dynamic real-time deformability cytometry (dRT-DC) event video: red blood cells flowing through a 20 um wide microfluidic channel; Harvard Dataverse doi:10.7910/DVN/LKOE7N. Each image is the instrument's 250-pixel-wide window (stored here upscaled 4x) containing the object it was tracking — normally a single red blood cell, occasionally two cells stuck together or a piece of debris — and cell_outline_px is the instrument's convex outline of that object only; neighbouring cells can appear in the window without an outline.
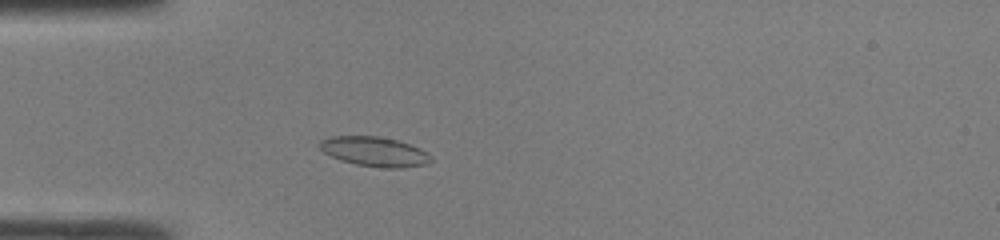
{"species": "common noctule bat (a hibernating species)", "species_latin": "Nyctalus noctula", "temperature_condition": "room temperature", "stored_images_in_passage": 41, "camera_frame_rate_fps": 3000, "um_per_image_px": 0.085, "animal": {"sex": "male", "body_mass_g": 19.0, "forearm_length_mm": 50.8}, "frame": {"image": 1, "passage_image": 8, "time_ms": 2.333, "image_size_px": [1000, 240], "cell_outline_px": [[432, 160], [428, 164], [404, 168], [384, 168], [356, 164], [340, 160], [324, 152], [316, 144], [320, 140], [332, 136], [380, 136], [396, 140], [408, 144], [432, 156]], "centroid_in_image_um": [31.8, 12.89], "position_along_channel_um": 53.2, "area_um2": 19.13}}
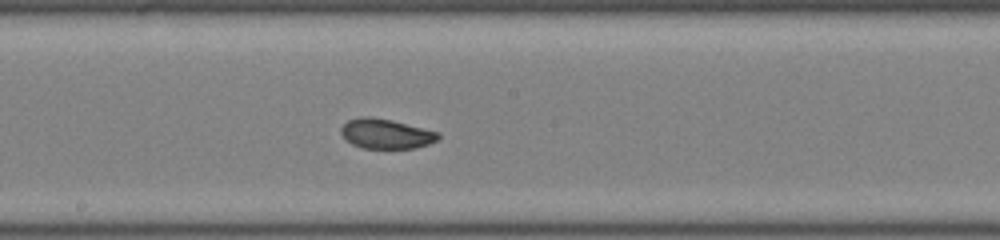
{"frame": {"image": 2, "passage_image": 20, "time_ms": 6.333, "image_size_px": [1000, 240], "cell_outline_px": [[440, 136], [436, 140], [428, 144], [416, 148], [364, 148], [352, 144], [340, 132], [340, 128], [348, 120], [360, 116], [368, 116], [392, 120], [440, 132]], "centroid_in_image_um": [32.82, 11.36], "position_along_channel_um": 215.4, "area_um2": 16.82}}
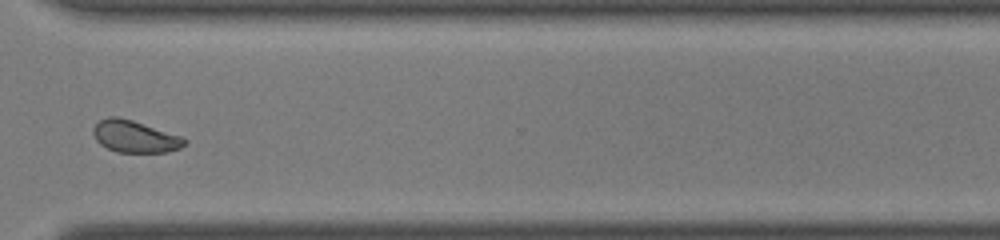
{"frame": {"image": 3, "passage_image": 30, "time_ms": 9.667, "image_size_px": [1000, 240], "cell_outline_px": [[188, 140], [180, 148], [168, 152], [116, 152], [100, 144], [96, 140], [92, 132], [92, 128], [100, 120], [108, 116], [116, 116], [132, 120], [184, 136]], "centroid_in_image_um": [11.48, 11.6], "position_along_channel_um": 359.1, "area_um2": 17.17}, "authors_computed_cell_mechanics": {"area_um2": 17.8024, "velocity_mm_per_s": 4.2853, "shape_relaxation_time_tau1_ms": 6.131, "shape_relaxation_time_tau2_ms": 1.0303, "deformation_change_tau1": 0.1415, "deformation_change_tau2": 0.0387}}